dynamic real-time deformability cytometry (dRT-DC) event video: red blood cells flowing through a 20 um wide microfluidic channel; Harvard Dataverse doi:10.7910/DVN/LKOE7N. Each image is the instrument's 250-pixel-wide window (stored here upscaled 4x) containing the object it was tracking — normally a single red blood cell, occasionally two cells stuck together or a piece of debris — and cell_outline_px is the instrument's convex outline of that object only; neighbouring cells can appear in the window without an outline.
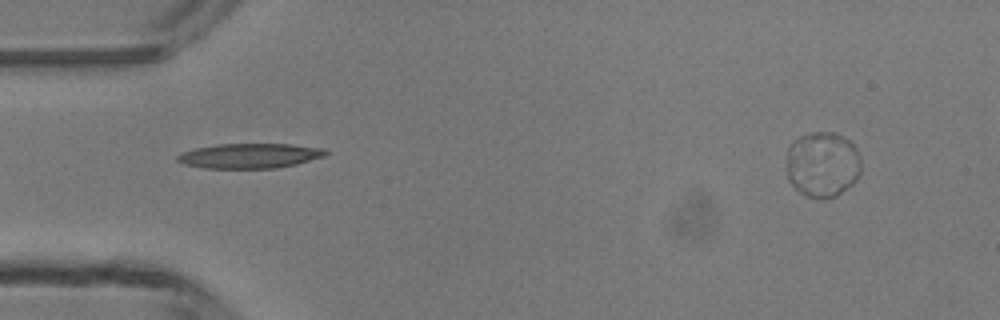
{"species": "common noctule bat (a hibernating species)", "species_latin": "Nyctalus noctula", "temperature_condition": "room temperature", "stored_images_in_passage": 2, "camera_frame_rate_fps": 3000, "um_per_image_px": 0.085, "animal": {"sex": "male", "body_mass_g": 13.3}, "frame": {"image": 1, "passage_image": 1, "time_ms": 0.0, "image_size_px": [1000, 320], "cell_outline_px": [[328, 152], [324, 156], [296, 164], [276, 168], [204, 168], [184, 164], [176, 160], [176, 156], [180, 152], [196, 148], [216, 144], [292, 144], [324, 148]], "centroid_in_image_um": [21.2, 13.24], "position_along_channel_um": 63.8, "area_um2": 21.5}}
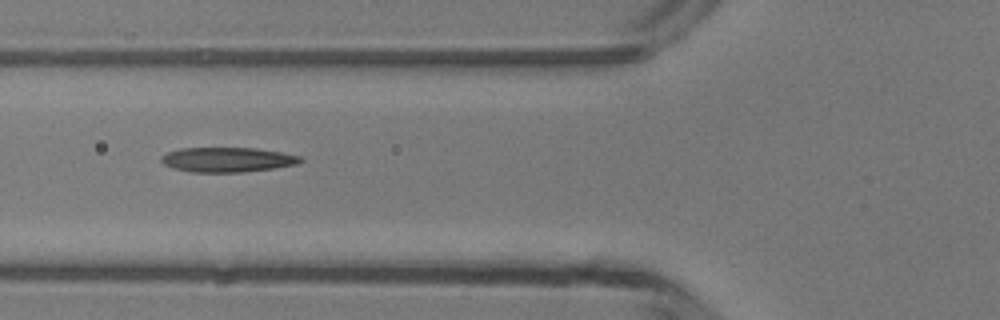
{"frame": {"image": 2, "passage_image": 2, "time_ms": 1.0, "image_size_px": [1000, 320], "cell_outline_px": [[304, 160], [296, 164], [272, 168], [244, 172], [192, 172], [172, 168], [164, 164], [160, 160], [160, 156], [168, 152], [180, 148], [256, 148], [280, 152], [300, 156]], "centroid_in_image_um": [19.29, 13.57], "position_along_channel_um": 106.5, "area_um2": 20.0}}